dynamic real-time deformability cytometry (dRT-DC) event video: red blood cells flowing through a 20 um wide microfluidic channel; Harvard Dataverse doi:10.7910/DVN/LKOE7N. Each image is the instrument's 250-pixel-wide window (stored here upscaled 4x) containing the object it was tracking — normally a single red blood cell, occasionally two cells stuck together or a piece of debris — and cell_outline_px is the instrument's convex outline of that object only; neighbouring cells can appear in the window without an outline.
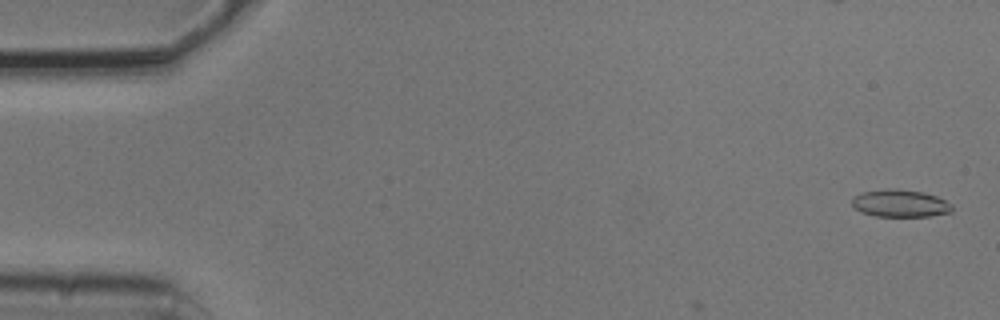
{"species": "common noctule bat (a hibernating species)", "species_latin": "Nyctalus noctula", "temperature_condition": "cold", "stored_images_in_passage": 3, "camera_frame_rate_fps": 3000, "um_per_image_px": 0.085, "animal": {"sex": "male", "body_mass_g": 20.5, "forearm_length_mm": 52.5}, "frame": {"image": 1, "passage_image": 1, "time_ms": 0.0, "image_size_px": [1000, 320], "cell_outline_px": [[952, 212], [932, 216], [876, 216], [860, 212], [852, 204], [852, 196], [864, 192], [892, 188], [896, 188], [924, 192], [936, 196], [952, 204]], "centroid_in_image_um": [76.53, 17.28], "position_along_channel_um": 8.5, "area_um2": 16.01}}